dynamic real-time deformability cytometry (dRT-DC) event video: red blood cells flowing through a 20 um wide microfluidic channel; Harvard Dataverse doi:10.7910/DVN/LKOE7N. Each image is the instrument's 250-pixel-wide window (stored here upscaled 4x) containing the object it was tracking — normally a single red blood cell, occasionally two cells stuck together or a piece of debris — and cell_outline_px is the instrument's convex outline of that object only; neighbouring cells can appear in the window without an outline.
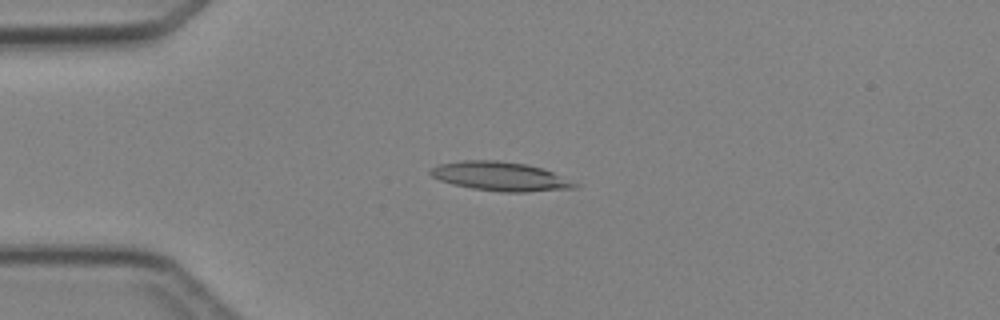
{"species": "Egyptian fruit bat (a non-hibernating species)", "species_latin": "Rousettus aegyptiacus", "temperature_condition": "cold", "stored_images_in_passage": 4, "camera_frame_rate_fps": 3000, "um_per_image_px": 0.085, "animal": {"sex": "female"}, "frame": {"image": 1, "passage_image": 3, "time_ms": 2.333, "image_size_px": [1000, 320], "cell_outline_px": [[580, 184], [576, 188], [528, 192], [500, 192], [472, 188], [452, 184], [440, 180], [432, 176], [428, 172], [432, 168], [440, 164], [464, 160], [496, 160], [528, 164], [544, 168]], "centroid_in_image_um": [42.57, 14.99], "position_along_channel_um": 42.4, "area_um2": 24.51}}
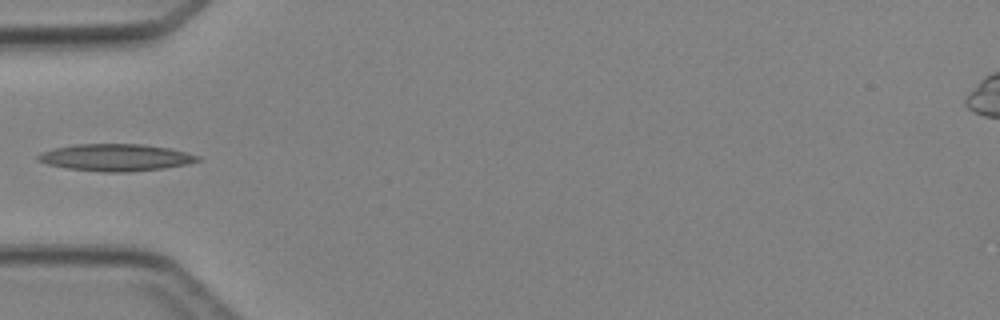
{"frame": {"image": 2, "passage_image": 4, "time_ms": 3.667, "image_size_px": [1000, 320], "cell_outline_px": [[204, 160], [164, 168], [128, 172], [104, 172], [68, 168], [48, 164], [36, 160], [36, 156], [40, 152], [72, 144], [144, 144], [168, 148], [200, 156]], "centroid_in_image_um": [9.82, 13.38], "position_along_channel_um": 75.2, "area_um2": 25.09}}